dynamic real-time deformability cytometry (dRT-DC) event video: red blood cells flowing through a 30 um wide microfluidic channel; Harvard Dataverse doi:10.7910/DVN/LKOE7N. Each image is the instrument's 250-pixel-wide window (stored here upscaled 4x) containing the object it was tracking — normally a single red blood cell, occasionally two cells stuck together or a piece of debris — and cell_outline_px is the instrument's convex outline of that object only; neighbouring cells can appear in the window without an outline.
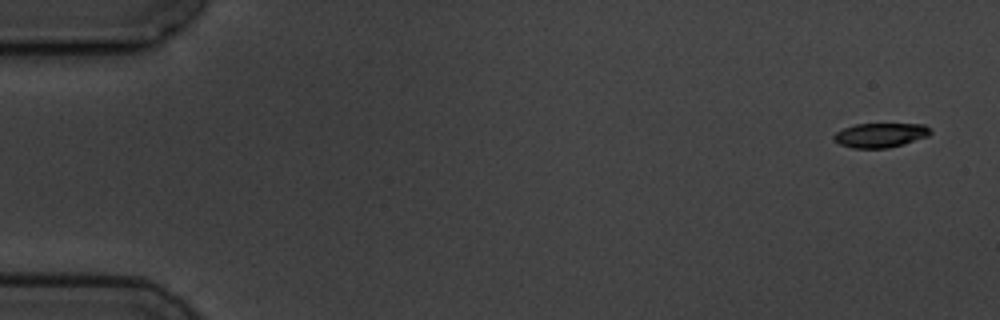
{"species": "common noctule bat (a hibernating species)", "species_latin": "Nyctalus noctula", "temperature_condition": "cold", "stored_images_in_passage": 4, "camera_frame_rate_fps": 3000, "um_per_image_px": 0.085, "animal": {"sex": "male", "body_mass_g": 19.5, "forearm_length_mm": 54.6}, "frame": {"image": 1, "passage_image": 1, "time_ms": 0.0, "image_size_px": [1000, 320], "cell_outline_px": [[932, 132], [928, 136], [904, 144], [888, 148], [852, 148], [840, 144], [832, 136], [836, 132], [844, 128], [856, 124], [924, 124]], "centroid_in_image_um": [74.84, 11.49], "position_along_channel_um": 10.2, "area_um2": 13.64}}
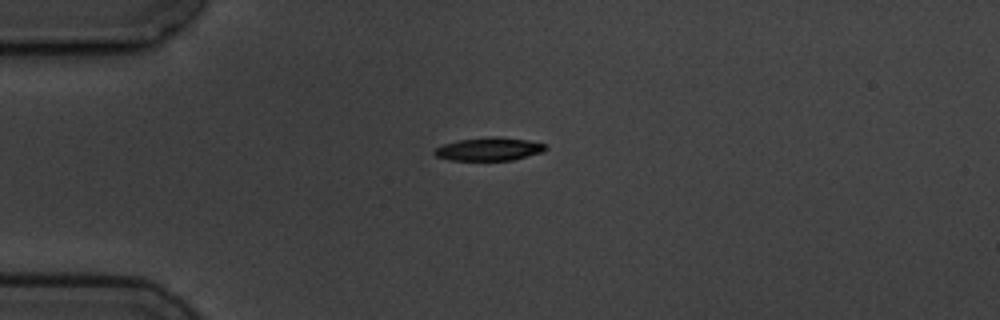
{"frame": {"image": 2, "passage_image": 4, "time_ms": 4.0, "image_size_px": [1000, 320], "cell_outline_px": [[548, 148], [544, 152], [512, 160], [448, 160], [436, 156], [432, 152], [436, 148], [444, 144], [460, 140], [496, 136], [528, 140], [544, 144]], "centroid_in_image_um": [41.59, 12.68], "position_along_channel_um": 43.4, "area_um2": 14.91}}